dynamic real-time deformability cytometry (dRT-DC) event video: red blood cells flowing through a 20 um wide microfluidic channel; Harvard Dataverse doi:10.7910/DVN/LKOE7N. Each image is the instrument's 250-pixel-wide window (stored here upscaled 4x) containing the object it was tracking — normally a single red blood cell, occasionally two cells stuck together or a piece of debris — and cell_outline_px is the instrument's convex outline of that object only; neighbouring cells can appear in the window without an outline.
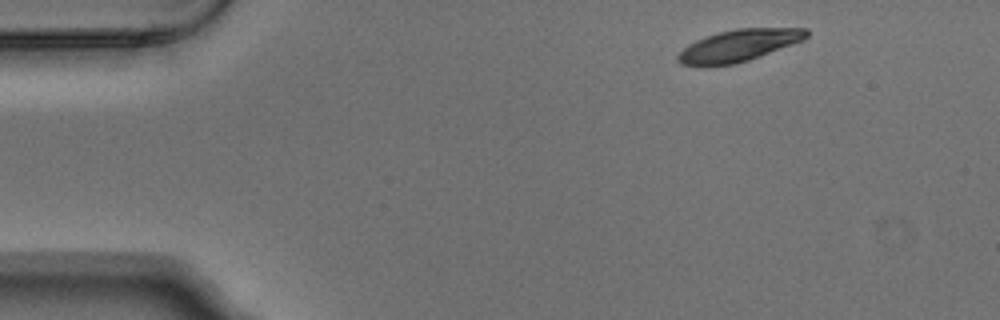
{"species": "Egyptian fruit bat (a non-hibernating species)", "species_latin": "Rousettus aegyptiacus", "temperature_condition": "warm", "stored_images_in_passage": 8, "camera_frame_rate_fps": 3000, "um_per_image_px": 0.085, "animal": {"sex": "male"}, "frame": {"image": 1, "passage_image": 1, "time_ms": 0.0, "image_size_px": [1000, 320], "cell_outline_px": [[808, 36], [804, 40], [748, 60], [736, 64], [704, 68], [700, 68], [680, 64], [676, 60], [676, 56], [688, 44], [696, 40], [720, 32], [736, 28], [808, 28]], "centroid_in_image_um": [62.73, 3.9], "position_along_channel_um": 22.3, "area_um2": 24.22}}
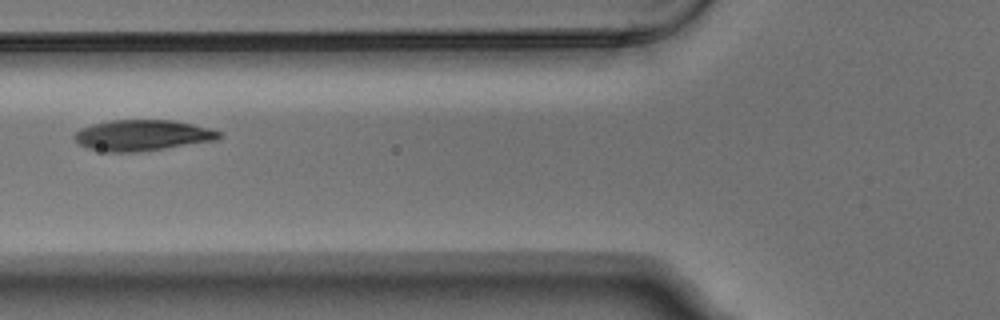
{"frame": {"image": 2, "passage_image": 5, "time_ms": 1.333, "image_size_px": [1000, 320], "cell_outline_px": [[220, 136], [216, 140], [164, 148], [136, 152], [104, 152], [88, 148], [80, 144], [72, 136], [76, 132], [92, 124], [112, 120], [172, 120], [192, 124], [208, 128], [220, 132]], "centroid_in_image_um": [12.07, 11.5], "position_along_channel_um": 113.7, "area_um2": 25.66}}
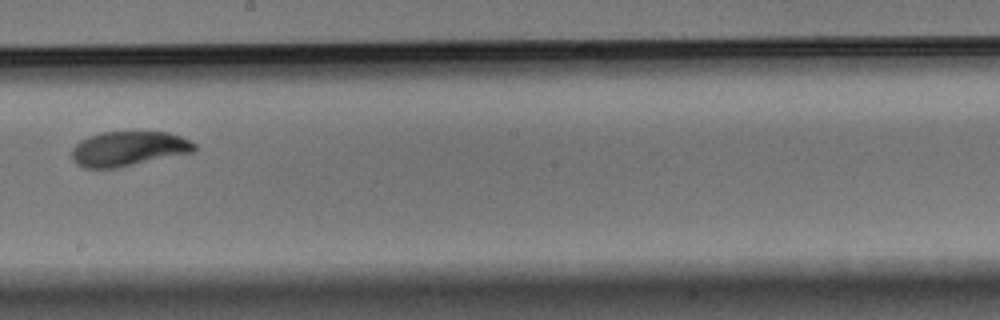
{"frame": {"image": 3, "passage_image": 8, "time_ms": 2.333, "image_size_px": [1000, 320], "cell_outline_px": [[196, 148], [192, 152], [116, 168], [84, 168], [76, 164], [72, 160], [72, 148], [80, 140], [88, 136], [100, 132], [168, 132], [180, 136], [196, 144]], "centroid_in_image_um": [10.87, 12.64], "position_along_channel_um": 237.3, "area_um2": 24.74}}